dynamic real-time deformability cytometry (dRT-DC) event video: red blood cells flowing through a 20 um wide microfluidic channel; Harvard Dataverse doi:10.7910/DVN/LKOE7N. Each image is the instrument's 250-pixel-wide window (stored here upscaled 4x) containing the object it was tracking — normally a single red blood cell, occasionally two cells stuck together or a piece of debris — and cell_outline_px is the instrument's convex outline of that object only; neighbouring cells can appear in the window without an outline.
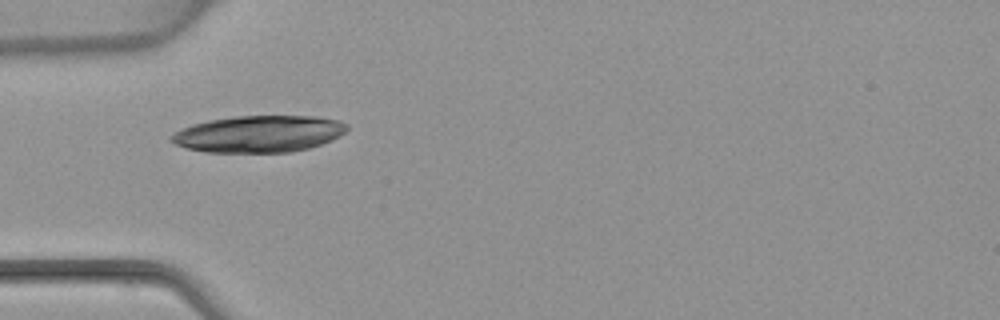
{"species": "common noctule bat (a hibernating species)", "species_latin": "Nyctalus noctula", "temperature_condition": "warm", "stored_images_in_passage": 1, "camera_frame_rate_fps": 3000, "um_per_image_px": 0.085, "animal": {"sex": "female", "body_mass_g": 22.7, "forearm_length_mm": 54.2}, "frame": {"image": 1, "passage_image": 1, "time_ms": 0.0, "image_size_px": [1000, 320], "cell_outline_px": [[348, 128], [340, 136], [332, 140], [308, 148], [292, 152], [204, 152], [188, 148], [176, 144], [168, 140], [168, 136], [192, 124], [208, 120], [232, 116], [316, 116], [340, 120], [348, 124]], "centroid_in_image_um": [22.01, 11.37], "position_along_channel_um": 63.0, "area_um2": 37.74}}